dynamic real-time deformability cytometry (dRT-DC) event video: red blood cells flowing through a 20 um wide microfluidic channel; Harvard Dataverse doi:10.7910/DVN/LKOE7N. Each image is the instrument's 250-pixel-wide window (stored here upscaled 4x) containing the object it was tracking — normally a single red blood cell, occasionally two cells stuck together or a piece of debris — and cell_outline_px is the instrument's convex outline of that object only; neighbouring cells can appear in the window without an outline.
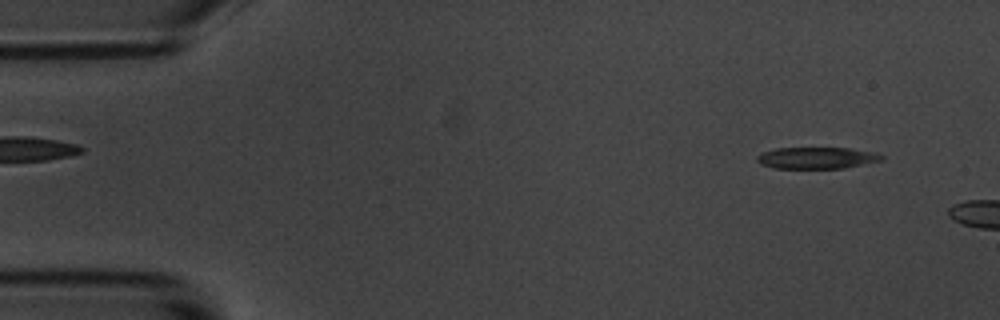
{"species": "common noctule bat (a hibernating species)", "species_latin": "Nyctalus noctula", "temperature_condition": "room temperature", "stored_images_in_passage": 2, "camera_frame_rate_fps": 3000, "um_per_image_px": 0.085, "animal": {"sex": "male", "body_mass_g": 20.1, "forearm_length_mm": 53.5}, "frame": {"image": 1, "passage_image": 1, "time_ms": 0.0, "image_size_px": [1000, 320], "cell_outline_px": [[884, 156], [880, 160], [844, 168], [772, 168], [760, 164], [756, 160], [756, 156], [760, 152], [776, 148], [848, 148], [876, 152]], "centroid_in_image_um": [69.35, 13.42], "position_along_channel_um": 15.6, "area_um2": 15.66}}